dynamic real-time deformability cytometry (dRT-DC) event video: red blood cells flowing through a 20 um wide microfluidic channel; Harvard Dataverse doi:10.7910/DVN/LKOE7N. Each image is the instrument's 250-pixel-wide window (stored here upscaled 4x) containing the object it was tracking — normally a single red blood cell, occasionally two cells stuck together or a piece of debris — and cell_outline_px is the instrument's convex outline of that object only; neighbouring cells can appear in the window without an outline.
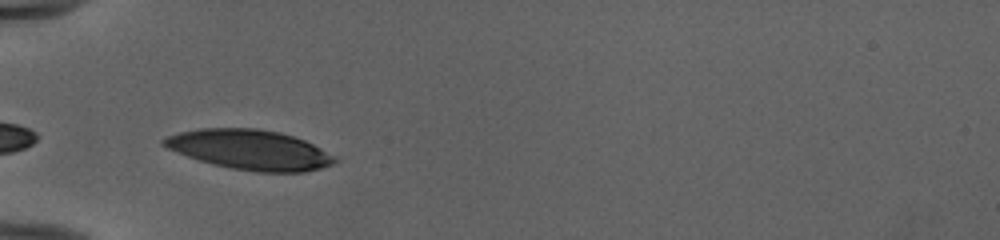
{"species": "human", "species_latin": "Homo sapiens", "temperature_condition": "cold", "stored_images_in_passage": 35, "camera_frame_rate_fps": 3000, "um_per_image_px": 0.085, "donor": {"sex": "female"}, "frame": {"image": 1, "passage_image": 1, "time_ms": 0.0, "image_size_px": [1000, 240], "cell_outline_px": [[336, 160], [332, 164], [320, 168], [304, 172], [256, 172], [232, 168], [212, 164], [188, 156], [168, 148], [160, 144], [160, 140], [168, 136], [180, 132], [200, 128], [256, 128], [280, 132], [304, 140], [336, 156]], "centroid_in_image_um": [21.23, 12.72], "position_along_channel_um": 63.8, "area_um2": 39.48}}
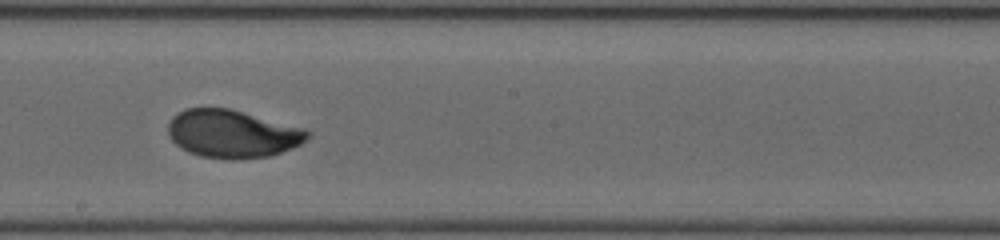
{"frame": {"image": 2, "passage_image": 14, "time_ms": 4.333, "image_size_px": [1000, 240], "cell_outline_px": [[312, 132], [300, 144], [292, 148], [268, 156], [244, 160], [232, 160], [200, 156], [188, 152], [180, 148], [168, 136], [168, 124], [172, 116], [176, 112], [184, 108], [228, 108], [304, 128]], "centroid_in_image_um": [19.71, 11.38], "position_along_channel_um": 228.5, "area_um2": 39.13}}
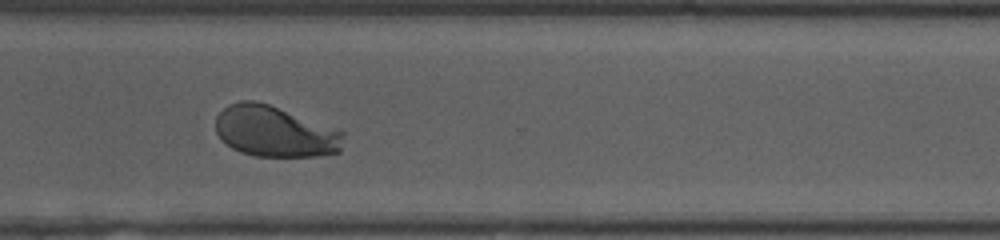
{"frame": {"image": 3, "passage_image": 23, "time_ms": 7.333, "image_size_px": [1000, 240], "cell_outline_px": [[344, 136], [340, 152], [316, 156], [256, 156], [240, 152], [232, 148], [216, 132], [216, 116], [228, 104], [240, 100], [256, 100], [340, 128], [344, 132]], "centroid_in_image_um": [23.41, 11.16], "position_along_channel_um": 347.2, "area_um2": 38.26}, "authors_computed_cell_mechanics": {"area_um2": 39.1306, "velocity_mm_per_s": 3.9645, "shape_relaxation_time_tau1_ms": 3.5328, "shape_relaxation_time_tau2_ms": null, "deformation_change_tau1": 0.1745, "deformation_change_tau2": null}}